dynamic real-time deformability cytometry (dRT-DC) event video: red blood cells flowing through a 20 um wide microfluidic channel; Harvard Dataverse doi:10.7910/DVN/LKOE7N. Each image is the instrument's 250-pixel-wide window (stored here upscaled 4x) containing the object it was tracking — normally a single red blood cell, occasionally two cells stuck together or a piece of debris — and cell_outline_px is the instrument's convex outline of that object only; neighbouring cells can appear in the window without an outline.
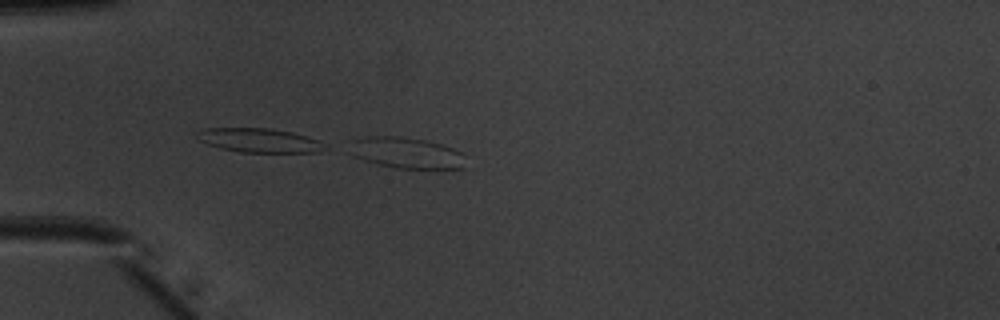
{"species": "common noctule bat (a hibernating species)", "species_latin": "Nyctalus noctula", "temperature_condition": "warm", "stored_images_in_passage": 50, "camera_frame_rate_fps": 3000, "um_per_image_px": 0.085, "animal": {"sex": "male", "body_mass_g": 20.1, "forearm_length_mm": 53.5}, "frame": {"image": 1, "passage_image": 15, "time_ms": 4.667, "image_size_px": [1000, 320], "cell_outline_px": [[464, 168], [396, 168], [376, 164], [352, 156], [348, 152], [348, 140], [364, 136], [400, 136], [424, 140], [440, 144], [452, 148], [460, 152]], "centroid_in_image_um": [34.37, 12.97], "position_along_channel_um": 50.6, "area_um2": 21.1}}
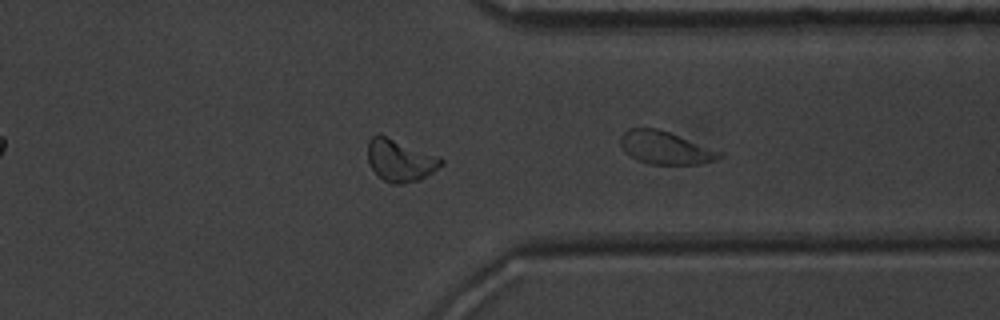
{"frame": {"image": 2, "passage_image": 39, "time_ms": 12.667, "image_size_px": [1000, 320], "cell_outline_px": [[444, 164], [420, 180], [404, 184], [392, 184], [384, 180], [372, 168], [368, 160], [368, 140], [372, 136], [380, 132], [440, 156], [444, 160]], "centroid_in_image_um": [34.03, 13.59], "position_along_channel_um": 377.4, "area_um2": 18.44}}
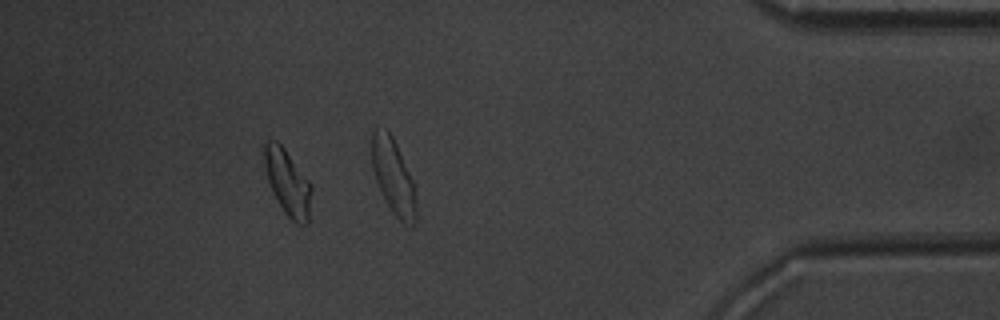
{"frame": {"image": 3, "passage_image": 45, "time_ms": 14.667, "image_size_px": [1000, 320], "cell_outline_px": [[312, 188], [308, 224], [296, 224], [284, 212], [268, 180], [264, 164], [264, 144], [268, 140], [276, 140], [284, 148], [308, 180]], "centroid_in_image_um": [24.46, 15.52], "position_along_channel_um": 410.7, "area_um2": 17.63}, "authors_computed_cell_mechanics": {"area_um2": 17.918, "velocity_mm_per_s": 4.0142, "shape_relaxation_time_tau1_ms": 3.2683, "shape_relaxation_time_tau2_ms": 2.7183, "deformation_change_tau1": 0.1474, "deformation_change_tau2": 0.0951}}